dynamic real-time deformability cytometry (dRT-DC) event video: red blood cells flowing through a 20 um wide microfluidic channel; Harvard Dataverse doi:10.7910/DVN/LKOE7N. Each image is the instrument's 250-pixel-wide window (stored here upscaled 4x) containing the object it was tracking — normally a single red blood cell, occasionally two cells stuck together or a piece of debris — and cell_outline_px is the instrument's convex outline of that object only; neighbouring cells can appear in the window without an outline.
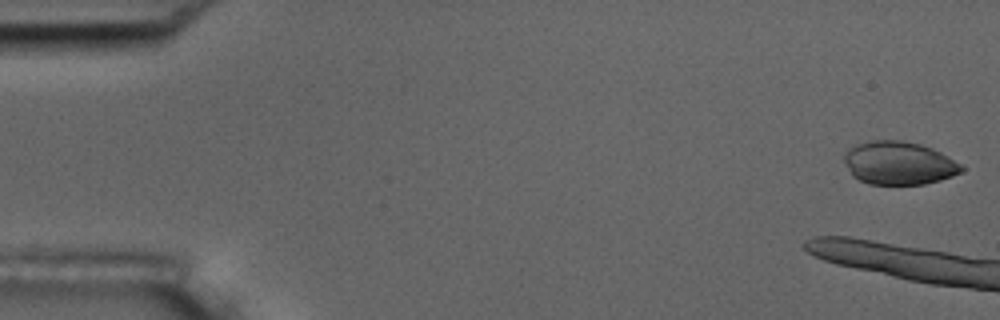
{"species": "common noctule bat (a hibernating species)", "species_latin": "Nyctalus noctula", "temperature_condition": "room temperature", "stored_images_in_passage": 6, "camera_frame_rate_fps": 3000, "um_per_image_px": 0.085, "animal": {"sex": "male", "body_mass_g": 17.5, "forearm_length_mm": 52.3}, "frame": {"image": 1, "passage_image": 1, "time_ms": 0.0, "image_size_px": [1000, 320], "cell_outline_px": [[964, 168], [960, 172], [952, 176], [940, 180], [924, 184], [868, 184], [852, 176], [844, 160], [844, 152], [848, 148], [856, 144], [872, 140], [904, 140], [920, 144], [932, 148], [948, 156], [960, 164]], "centroid_in_image_um": [76.38, 13.85], "position_along_channel_um": 8.6, "area_um2": 29.54}}